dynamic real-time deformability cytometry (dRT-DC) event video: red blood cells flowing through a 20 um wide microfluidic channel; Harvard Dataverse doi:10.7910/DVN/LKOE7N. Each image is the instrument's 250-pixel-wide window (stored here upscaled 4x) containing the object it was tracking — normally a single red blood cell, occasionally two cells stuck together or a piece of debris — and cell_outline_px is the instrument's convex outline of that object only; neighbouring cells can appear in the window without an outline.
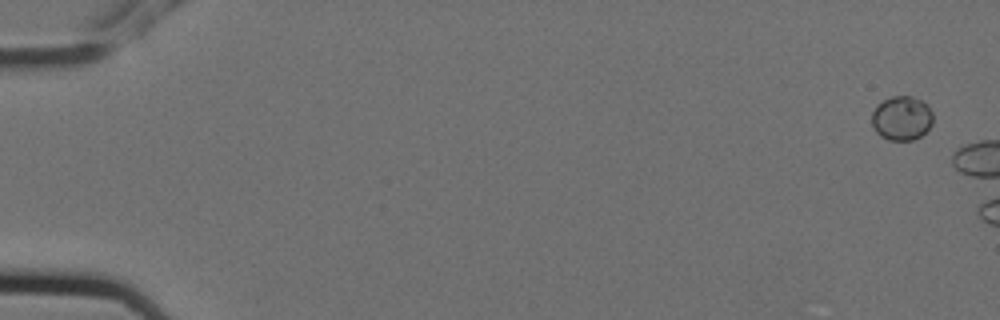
{"species": "Egyptian fruit bat (a non-hibernating species)", "species_latin": "Rousettus aegyptiacus", "temperature_condition": "cold", "stored_images_in_passage": 9, "camera_frame_rate_fps": 3000, "um_per_image_px": 0.085, "animal": {"sex": "female"}, "frame": {"image": 1, "passage_image": 1, "time_ms": 0.0, "image_size_px": [1000, 320], "cell_outline_px": [[932, 124], [920, 136], [912, 140], [888, 140], [880, 136], [872, 128], [872, 112], [876, 104], [892, 96], [912, 96], [920, 100], [932, 112]], "centroid_in_image_um": [76.6, 10.05], "position_along_channel_um": 8.4, "area_um2": 15.72}}
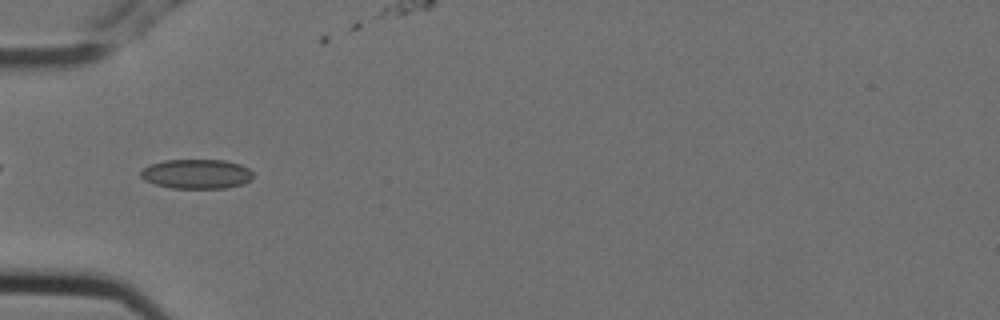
{"frame": {"image": 2, "passage_image": 7, "time_ms": 2.0, "image_size_px": [1000, 320], "cell_outline_px": [[252, 176], [244, 184], [224, 188], [172, 188], [156, 184], [144, 180], [140, 176], [140, 172], [148, 164], [164, 160], [224, 160], [240, 164], [248, 168], [252, 172]], "centroid_in_image_um": [16.68, 14.78], "position_along_channel_um": 68.3, "area_um2": 19.31}}